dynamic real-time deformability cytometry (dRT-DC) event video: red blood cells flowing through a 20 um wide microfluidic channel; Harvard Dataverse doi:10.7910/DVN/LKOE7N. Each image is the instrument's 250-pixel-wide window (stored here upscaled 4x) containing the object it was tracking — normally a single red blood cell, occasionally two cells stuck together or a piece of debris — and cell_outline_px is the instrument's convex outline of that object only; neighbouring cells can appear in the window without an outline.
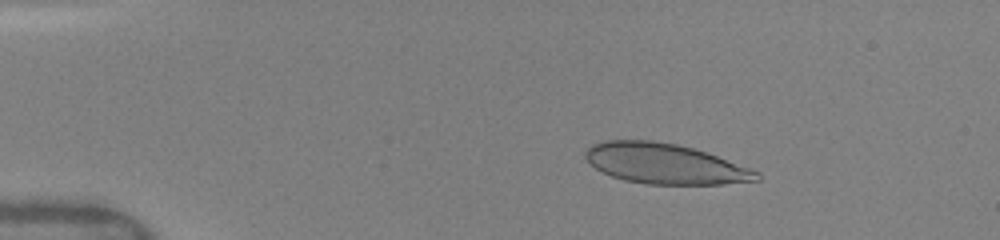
{"species": "human", "species_latin": "Homo sapiens", "temperature_condition": "warm", "stored_images_in_passage": 12, "camera_frame_rate_fps": 3000, "um_per_image_px": 0.085, "donor": {"sex": "female"}, "frame": {"image": 1, "passage_image": 7, "time_ms": 2.333, "image_size_px": [1000, 240], "cell_outline_px": [[760, 180], [724, 184], [644, 184], [624, 180], [612, 176], [596, 168], [584, 156], [584, 152], [592, 144], [604, 140], [652, 140], [676, 144], [692, 148], [716, 156], [760, 172]], "centroid_in_image_um": [56.5, 13.92], "position_along_channel_um": 28.5, "area_um2": 39.94}}
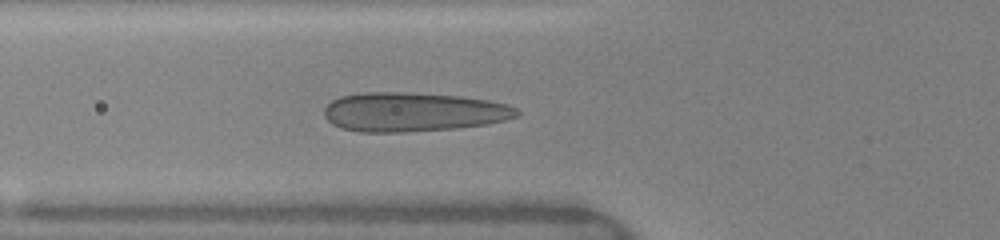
{"frame": {"image": 2, "passage_image": 12, "time_ms": 5.667, "image_size_px": [1000, 240], "cell_outline_px": [[520, 112], [516, 116], [504, 120], [488, 124], [456, 128], [404, 132], [360, 132], [340, 128], [332, 124], [324, 116], [324, 108], [332, 100], [340, 96], [364, 92], [404, 92], [460, 96], [488, 100], [508, 104], [516, 108]], "centroid_in_image_um": [35.09, 9.52], "position_along_channel_um": 90.7, "area_um2": 44.1}}